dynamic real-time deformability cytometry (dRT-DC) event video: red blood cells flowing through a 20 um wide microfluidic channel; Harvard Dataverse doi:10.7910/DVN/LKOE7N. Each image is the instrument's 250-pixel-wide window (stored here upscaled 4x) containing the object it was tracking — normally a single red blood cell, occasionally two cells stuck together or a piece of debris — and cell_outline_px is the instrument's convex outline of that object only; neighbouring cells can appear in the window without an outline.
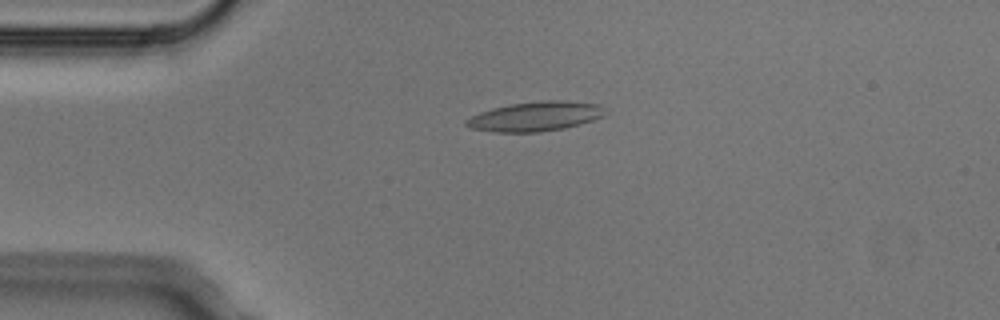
{"species": "Egyptian fruit bat (a non-hibernating species)", "species_latin": "Rousettus aegyptiacus", "temperature_condition": "cold", "stored_images_in_passage": 5, "camera_frame_rate_fps": 3000, "um_per_image_px": 0.085, "animal": {"sex": "male"}, "frame": {"image": 1, "passage_image": 4, "time_ms": 1.0, "image_size_px": [1000, 320], "cell_outline_px": [[608, 112], [604, 116], [580, 124], [564, 128], [540, 132], [492, 132], [472, 128], [464, 124], [464, 120], [480, 112], [492, 108], [508, 104], [544, 100], [564, 100], [600, 104]], "centroid_in_image_um": [45.53, 9.88], "position_along_channel_um": 39.5, "area_um2": 24.1}}